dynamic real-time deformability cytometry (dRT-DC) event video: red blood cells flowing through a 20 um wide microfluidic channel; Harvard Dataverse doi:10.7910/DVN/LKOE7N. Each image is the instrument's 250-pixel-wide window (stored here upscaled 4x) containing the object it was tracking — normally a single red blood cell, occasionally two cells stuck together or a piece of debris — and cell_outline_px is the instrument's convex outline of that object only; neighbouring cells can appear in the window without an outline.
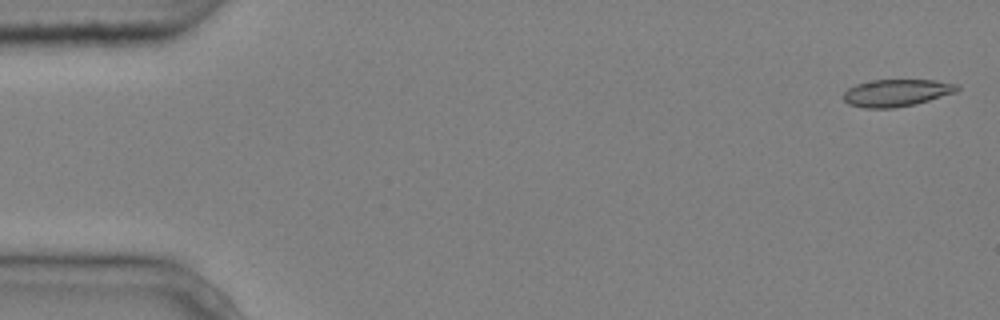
{"species": "common noctule bat (a hibernating species)", "species_latin": "Nyctalus noctula", "temperature_condition": "cold", "stored_images_in_passage": 8, "camera_frame_rate_fps": 3000, "um_per_image_px": 0.085, "animal": {"sex": "male", "body_mass_g": 20.4}, "frame": {"image": 1, "passage_image": 1, "time_ms": 0.0, "image_size_px": [1000, 320], "cell_outline_px": [[960, 88], [956, 92], [916, 104], [892, 108], [864, 108], [848, 104], [844, 100], [844, 92], [848, 88], [856, 84], [872, 80], [936, 80], [960, 84]], "centroid_in_image_um": [76.23, 7.88], "position_along_channel_um": 8.8, "area_um2": 18.09}}
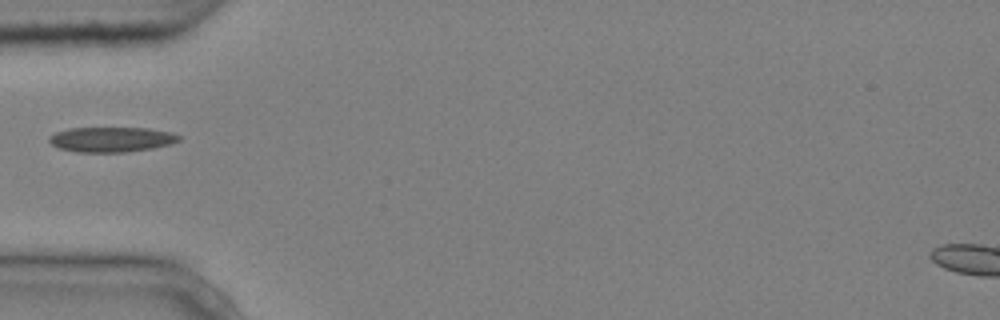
{"frame": {"image": 2, "passage_image": 4, "time_ms": 1.0, "image_size_px": [1000, 320], "cell_outline_px": [[180, 140], [172, 144], [152, 148], [124, 152], [76, 152], [60, 148], [52, 144], [48, 140], [48, 136], [56, 132], [68, 128], [148, 128], [172, 132], [180, 136]], "centroid_in_image_um": [9.47, 11.85], "position_along_channel_um": 75.5, "area_um2": 18.96}}
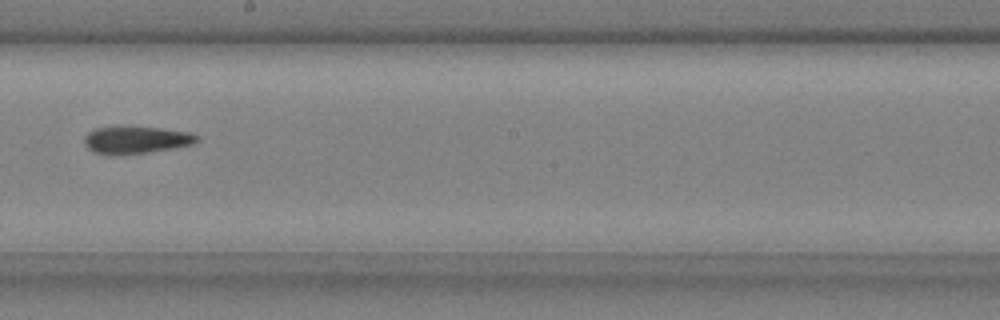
{"frame": {"image": 3, "passage_image": 8, "time_ms": 2.333, "image_size_px": [1000, 320], "cell_outline_px": [[200, 140], [192, 144], [172, 148], [148, 152], [108, 156], [92, 152], [84, 144], [84, 136], [88, 132], [96, 128], [120, 124], [124, 124], [164, 128], [188, 132], [200, 136]], "centroid_in_image_um": [11.51, 11.86], "position_along_channel_um": 236.7, "area_um2": 18.79}}